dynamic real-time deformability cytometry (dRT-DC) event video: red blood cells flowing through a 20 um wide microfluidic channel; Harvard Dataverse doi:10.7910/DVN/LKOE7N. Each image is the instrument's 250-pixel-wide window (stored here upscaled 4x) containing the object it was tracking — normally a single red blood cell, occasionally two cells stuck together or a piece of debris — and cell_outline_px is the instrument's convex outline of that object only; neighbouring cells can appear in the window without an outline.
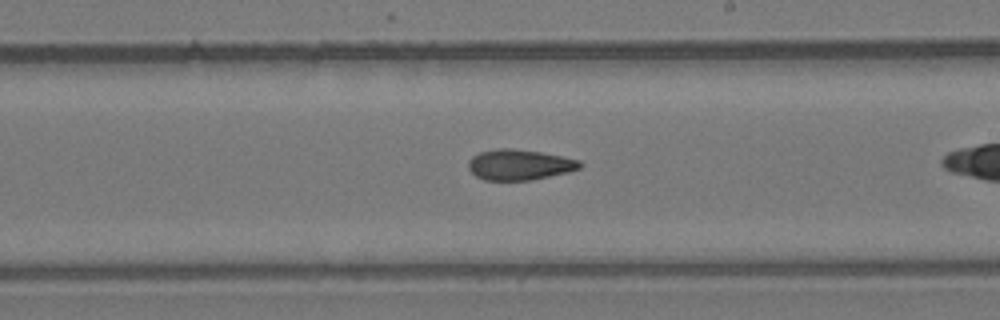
{"species": "common noctule bat (a hibernating species)", "species_latin": "Nyctalus noctula", "temperature_condition": "room temperature", "stored_images_in_passage": 22, "camera_frame_rate_fps": 3000, "um_per_image_px": 0.085, "animal": {"sex": "female", "body_mass_g": 24.6, "forearm_length_mm": 56.2}, "frame": {"image": 1, "passage_image": 13, "time_ms": 4.0, "image_size_px": [1000, 320], "cell_outline_px": [[584, 164], [580, 168], [568, 172], [532, 180], [484, 180], [476, 176], [468, 168], [468, 160], [472, 156], [480, 152], [500, 148], [512, 148], [540, 152], [580, 160]], "centroid_in_image_um": [44.15, 14.0], "position_along_channel_um": 244.8, "area_um2": 19.88}}
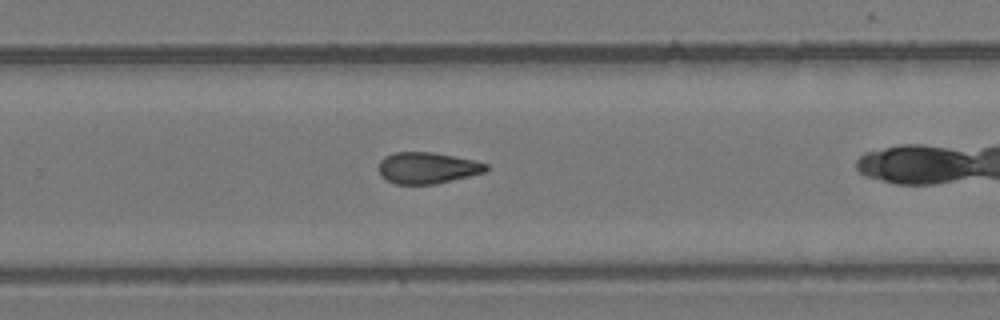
{"frame": {"image": 2, "passage_image": 16, "time_ms": 5.0, "image_size_px": [1000, 320], "cell_outline_px": [[488, 168], [484, 172], [436, 184], [396, 184], [380, 176], [380, 160], [384, 156], [396, 152], [432, 152], [472, 160], [488, 164]], "centroid_in_image_um": [36.3, 14.27], "position_along_channel_um": 293.5, "area_um2": 19.36}}